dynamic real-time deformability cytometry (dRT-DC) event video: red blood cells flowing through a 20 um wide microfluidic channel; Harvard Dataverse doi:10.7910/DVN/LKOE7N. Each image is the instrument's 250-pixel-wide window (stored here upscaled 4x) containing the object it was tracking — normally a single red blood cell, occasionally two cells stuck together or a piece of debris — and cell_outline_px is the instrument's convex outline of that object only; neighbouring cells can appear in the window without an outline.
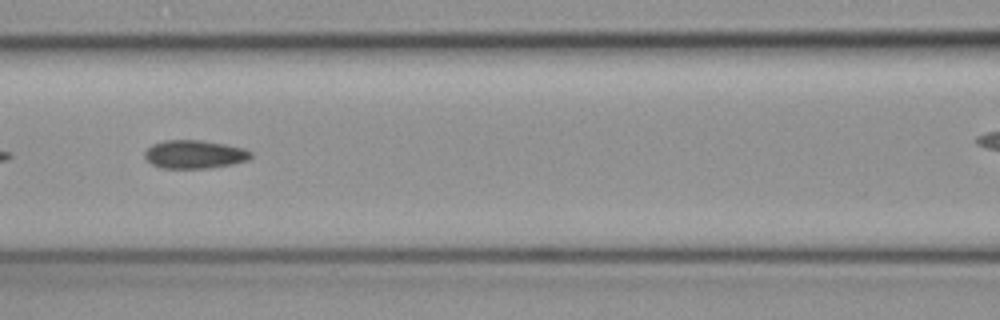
{"species": "common noctule bat (a hibernating species)", "species_latin": "Nyctalus noctula", "temperature_condition": "cold", "stored_images_in_passage": 20, "camera_frame_rate_fps": 3000, "um_per_image_px": 0.085, "animal": {"sex": "female", "body_mass_g": 19.3, "forearm_length_mm": 54.1}, "frame": {"image": 1, "passage_image": 9, "time_ms": 2.667, "image_size_px": [1000, 320], "cell_outline_px": [[252, 156], [248, 160], [232, 164], [208, 168], [160, 168], [152, 164], [144, 156], [144, 152], [152, 144], [164, 140], [200, 140], [224, 144], [244, 148], [252, 152]], "centroid_in_image_um": [16.53, 13.12], "position_along_channel_um": 150.1, "area_um2": 17.51}}